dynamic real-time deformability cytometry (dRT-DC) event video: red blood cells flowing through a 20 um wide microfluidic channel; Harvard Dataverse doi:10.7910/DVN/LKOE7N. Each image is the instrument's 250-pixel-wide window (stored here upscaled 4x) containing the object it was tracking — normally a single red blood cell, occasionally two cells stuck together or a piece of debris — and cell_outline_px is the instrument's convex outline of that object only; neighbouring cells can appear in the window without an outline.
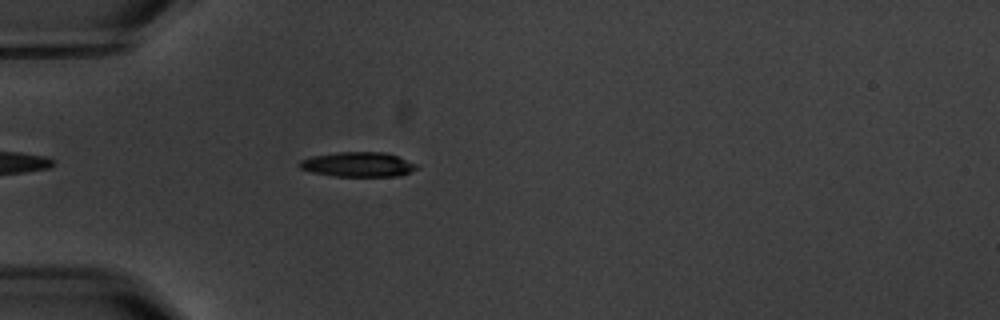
{"species": "common noctule bat (a hibernating species)", "species_latin": "Nyctalus noctula", "temperature_condition": "warm", "stored_images_in_passage": 5, "camera_frame_rate_fps": 3000, "um_per_image_px": 0.085, "animal": {"sex": "male", "body_mass_g": 20.1, "forearm_length_mm": 53.5}, "frame": {"image": 1, "passage_image": 5, "time_ms": 5.667, "image_size_px": [1000, 320], "cell_outline_px": [[420, 164], [416, 168], [400, 176], [336, 176], [312, 172], [300, 168], [296, 164], [300, 160], [312, 156], [336, 152], [384, 152]], "centroid_in_image_um": [30.41, 13.97], "position_along_channel_um": 54.6, "area_um2": 16.88}}